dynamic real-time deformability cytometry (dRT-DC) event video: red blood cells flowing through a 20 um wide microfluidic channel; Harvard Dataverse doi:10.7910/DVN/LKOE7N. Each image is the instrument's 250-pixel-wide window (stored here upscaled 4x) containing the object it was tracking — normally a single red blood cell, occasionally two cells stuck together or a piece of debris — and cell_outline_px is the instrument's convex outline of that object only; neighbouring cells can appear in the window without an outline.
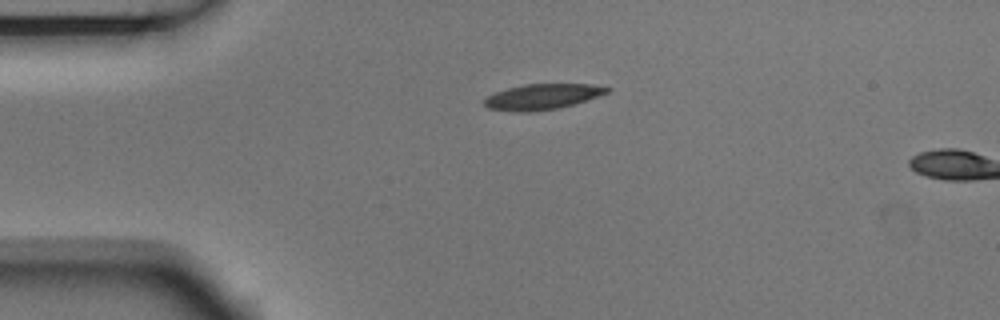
{"species": "Egyptian fruit bat (a non-hibernating species)", "species_latin": "Rousettus aegyptiacus", "temperature_condition": "room temperature", "stored_images_in_passage": 2, "segment_of_instrument_passage": [1, 2], "camera_frame_rate_fps": 3000, "um_per_image_px": 0.085, "animal": {"sex": "male"}, "frame": {"image": 1, "passage_image": 1, "time_ms": 0.0, "image_size_px": [1000, 320], "cell_outline_px": [[612, 88], [608, 92], [560, 108], [528, 112], [520, 112], [488, 108], [484, 104], [484, 100], [488, 96], [496, 92], [508, 88], [524, 84], [592, 84]], "centroid_in_image_um": [46.08, 8.21], "position_along_channel_um": 38.9, "area_um2": 17.98}}